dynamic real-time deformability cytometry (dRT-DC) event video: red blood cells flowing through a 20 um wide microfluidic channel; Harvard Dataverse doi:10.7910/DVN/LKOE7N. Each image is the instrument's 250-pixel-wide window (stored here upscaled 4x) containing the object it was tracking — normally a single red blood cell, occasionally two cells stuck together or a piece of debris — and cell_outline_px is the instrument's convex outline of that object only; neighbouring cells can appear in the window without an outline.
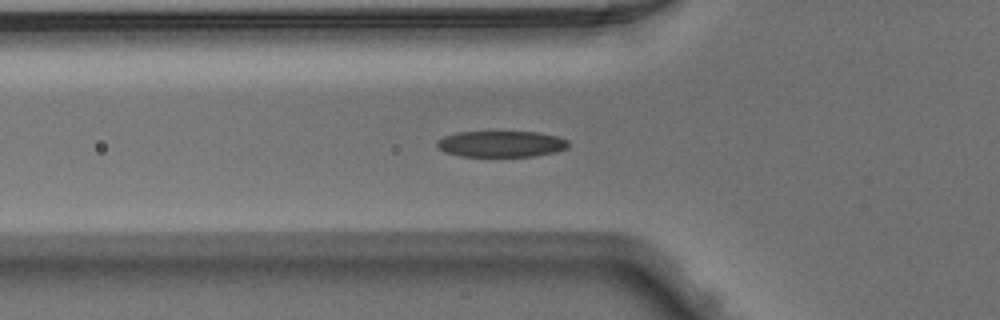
{"species": "Egyptian fruit bat (a non-hibernating species)", "species_latin": "Rousettus aegyptiacus", "temperature_condition": "warm", "stored_images_in_passage": 37, "camera_frame_rate_fps": 3000, "um_per_image_px": 0.085, "animal": {"sex": "male"}, "frame": {"image": 1, "passage_image": 4, "time_ms": 1.0, "image_size_px": [1000, 320], "cell_outline_px": [[568, 148], [556, 152], [532, 156], [460, 156], [444, 152], [436, 148], [436, 140], [444, 136], [456, 132], [540, 132], [556, 136], [568, 140]], "centroid_in_image_um": [42.56, 12.23], "position_along_channel_um": 83.2, "area_um2": 20.17}}
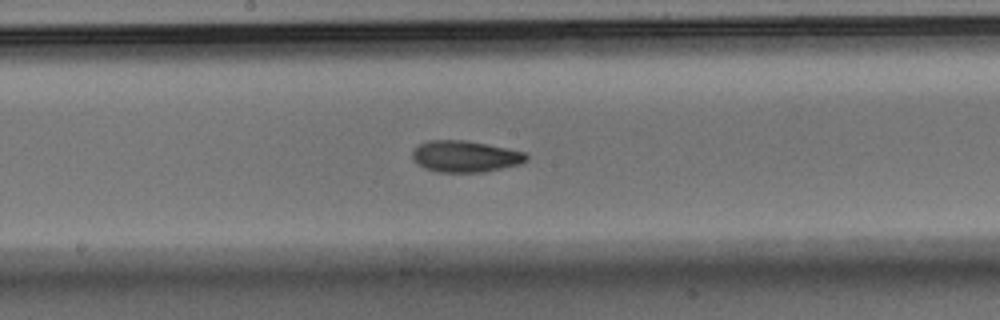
{"frame": {"image": 2, "passage_image": 13, "time_ms": 4.0, "image_size_px": [1000, 320], "cell_outline_px": [[528, 160], [520, 164], [484, 172], [436, 172], [424, 168], [412, 156], [412, 148], [428, 140], [464, 140], [508, 148], [524, 152], [528, 156]], "centroid_in_image_um": [39.55, 13.29], "position_along_channel_um": 208.7, "area_um2": 20.87}}
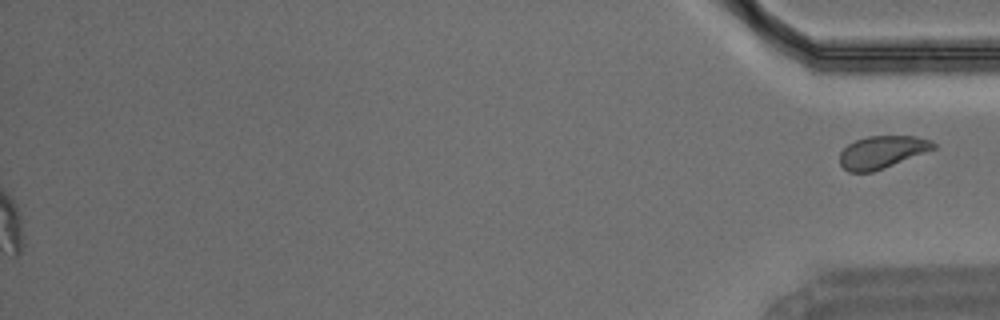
{"frame": {"image": 3, "passage_image": 37, "time_ms": 12.0, "image_size_px": [1000, 320], "cell_outline_px": [[936, 148], [884, 168], [872, 172], [848, 172], [840, 164], [840, 152], [848, 144], [856, 140], [868, 136], [916, 136], [932, 140], [936, 144]], "centroid_in_image_um": [74.98, 12.92], "position_along_channel_um": 360.2, "area_um2": 17.69}}